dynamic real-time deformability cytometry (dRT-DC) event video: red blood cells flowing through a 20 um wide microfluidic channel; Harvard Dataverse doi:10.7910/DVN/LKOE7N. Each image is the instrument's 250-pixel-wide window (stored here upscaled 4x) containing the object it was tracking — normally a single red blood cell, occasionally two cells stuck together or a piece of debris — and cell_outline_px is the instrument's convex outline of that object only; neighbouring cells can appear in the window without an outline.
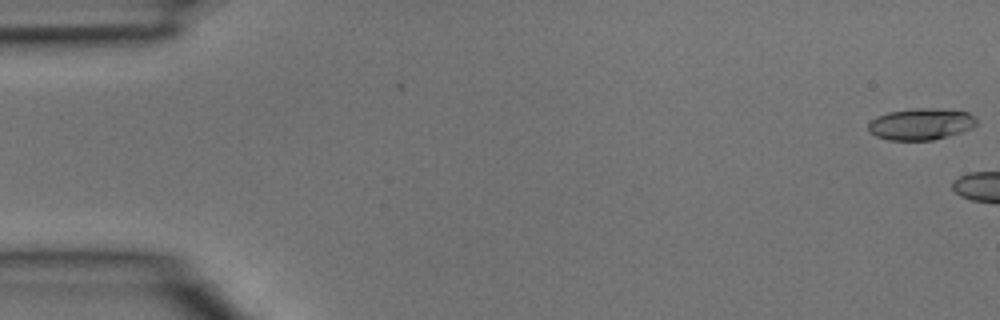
{"species": "common noctule bat (a hibernating species)", "species_latin": "Nyctalus noctula", "temperature_condition": "room temperature", "stored_images_in_passage": 3, "segment_of_instrument_passage": [2, 2], "camera_frame_rate_fps": 3000, "um_per_image_px": 0.085, "animal": {"sex": "male", "body_mass_g": 15.6}, "frame": {"image": 1, "passage_image": 3, "time_ms": 0.667, "image_size_px": [1000, 320], "cell_outline_px": [[976, 124], [972, 128], [960, 132], [932, 140], [888, 140], [876, 136], [868, 128], [868, 124], [876, 116], [888, 112], [916, 108], [932, 108], [968, 112], [976, 116]], "centroid_in_image_um": [78.28, 10.54], "position_along_channel_um": 6.7, "area_um2": 19.77}}